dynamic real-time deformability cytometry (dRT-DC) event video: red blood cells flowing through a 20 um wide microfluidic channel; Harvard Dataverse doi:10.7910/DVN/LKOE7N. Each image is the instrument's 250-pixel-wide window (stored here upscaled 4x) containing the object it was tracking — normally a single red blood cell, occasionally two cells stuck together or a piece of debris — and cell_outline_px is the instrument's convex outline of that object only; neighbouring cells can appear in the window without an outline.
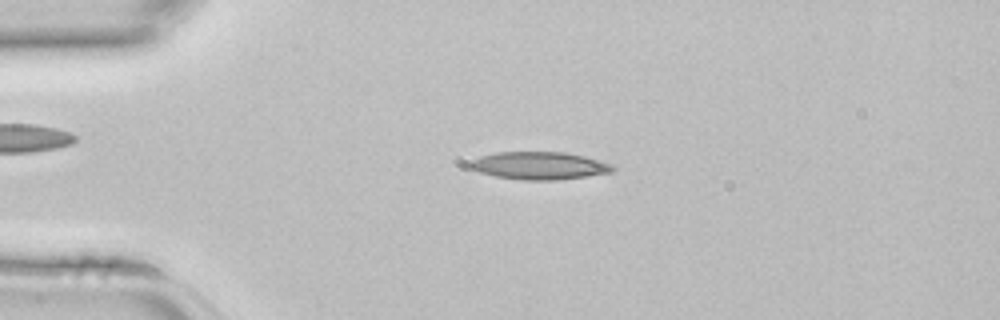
{"species": "common noctule bat (a hibernating species)", "species_latin": "Nyctalus noctula", "temperature_condition": "room temperature", "stored_images_in_passage": 36, "camera_frame_rate_fps": 3000, "um_per_image_px": 0.085, "animal": {"sex": "female", "body_mass_g": 22.7, "forearm_length_mm": 54.2}, "frame": {"image": 1, "passage_image": 2, "time_ms": 0.333, "image_size_px": [1000, 320], "cell_outline_px": [[616, 168], [612, 172], [556, 180], [524, 180], [496, 176], [480, 172], [472, 168], [468, 164], [468, 160], [480, 156], [496, 152], [564, 152], [584, 156], [612, 164]], "centroid_in_image_um": [45.82, 14.07], "position_along_channel_um": 39.2, "area_um2": 22.89}}
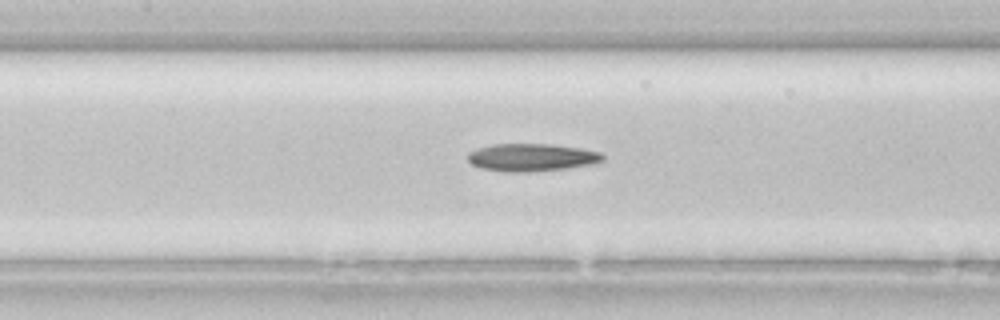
{"frame": {"image": 2, "passage_image": 12, "time_ms": 3.667, "image_size_px": [1000, 320], "cell_outline_px": [[604, 160], [600, 164], [536, 172], [504, 172], [480, 168], [472, 164], [468, 160], [468, 152], [476, 148], [492, 144], [552, 144], [584, 148], [600, 152], [604, 156]], "centroid_in_image_um": [45.25, 13.39], "position_along_channel_um": 162.2, "area_um2": 22.37}}
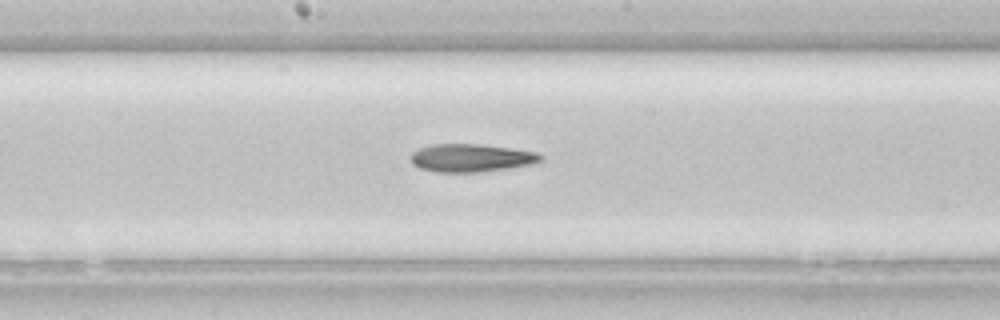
{"frame": {"image": 3, "passage_image": 15, "time_ms": 4.667, "image_size_px": [1000, 320], "cell_outline_px": [[544, 156], [540, 160], [528, 164], [480, 172], [436, 172], [420, 168], [412, 164], [408, 156], [412, 152], [420, 148], [432, 144], [480, 144], [536, 152]], "centroid_in_image_um": [39.95, 13.42], "position_along_channel_um": 208.3, "area_um2": 20.92}}